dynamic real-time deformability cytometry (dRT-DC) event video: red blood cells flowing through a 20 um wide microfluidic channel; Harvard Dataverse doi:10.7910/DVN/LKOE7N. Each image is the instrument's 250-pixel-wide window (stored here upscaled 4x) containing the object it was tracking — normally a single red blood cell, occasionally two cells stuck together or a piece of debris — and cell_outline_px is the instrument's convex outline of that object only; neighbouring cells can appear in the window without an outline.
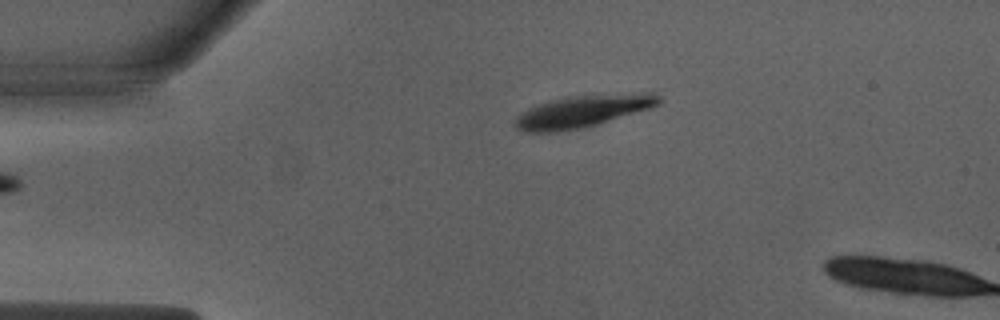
{"species": "Egyptian fruit bat (a non-hibernating species)", "species_latin": "Rousettus aegyptiacus", "temperature_condition": "warm", "stored_images_in_passage": 2, "camera_frame_rate_fps": 3000, "um_per_image_px": 0.085, "animal": {"sex": "male"}, "frame": {"image": 1, "passage_image": 1, "time_ms": 0.0, "image_size_px": [1000, 320], "cell_outline_px": [[660, 104], [648, 108], [584, 128], [556, 132], [528, 132], [516, 128], [516, 116], [520, 112], [536, 104], [548, 100], [568, 96], [640, 92], [656, 92], [660, 96]], "centroid_in_image_um": [49.52, 9.43], "position_along_channel_um": 35.5, "area_um2": 26.99}}